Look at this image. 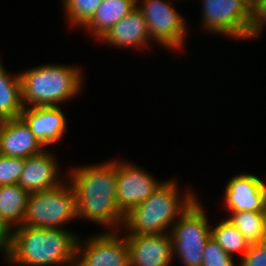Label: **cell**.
<instances>
[{
	"label": "cell",
	"mask_w": 266,
	"mask_h": 266,
	"mask_svg": "<svg viewBox=\"0 0 266 266\" xmlns=\"http://www.w3.org/2000/svg\"><path fill=\"white\" fill-rule=\"evenodd\" d=\"M67 180L76 193L79 219L101 224L106 231L123 230L125 215L118 209L116 201V159L72 168Z\"/></svg>",
	"instance_id": "1"
},
{
	"label": "cell",
	"mask_w": 266,
	"mask_h": 266,
	"mask_svg": "<svg viewBox=\"0 0 266 266\" xmlns=\"http://www.w3.org/2000/svg\"><path fill=\"white\" fill-rule=\"evenodd\" d=\"M8 261L16 266H75L78 235L63 229L13 228ZM71 231V232H70Z\"/></svg>",
	"instance_id": "2"
},
{
	"label": "cell",
	"mask_w": 266,
	"mask_h": 266,
	"mask_svg": "<svg viewBox=\"0 0 266 266\" xmlns=\"http://www.w3.org/2000/svg\"><path fill=\"white\" fill-rule=\"evenodd\" d=\"M164 181L147 200L132 208L125 216L126 235L170 233L178 218L197 199L192 191L183 197L177 180ZM182 197V198H181ZM170 227V228H169Z\"/></svg>",
	"instance_id": "3"
},
{
	"label": "cell",
	"mask_w": 266,
	"mask_h": 266,
	"mask_svg": "<svg viewBox=\"0 0 266 266\" xmlns=\"http://www.w3.org/2000/svg\"><path fill=\"white\" fill-rule=\"evenodd\" d=\"M19 76L24 107L58 106L77 97L83 86V72L77 65L44 64Z\"/></svg>",
	"instance_id": "4"
},
{
	"label": "cell",
	"mask_w": 266,
	"mask_h": 266,
	"mask_svg": "<svg viewBox=\"0 0 266 266\" xmlns=\"http://www.w3.org/2000/svg\"><path fill=\"white\" fill-rule=\"evenodd\" d=\"M66 182L64 179L56 188L30 193L22 225L63 229V224L78 219L76 193L69 181Z\"/></svg>",
	"instance_id": "5"
},
{
	"label": "cell",
	"mask_w": 266,
	"mask_h": 266,
	"mask_svg": "<svg viewBox=\"0 0 266 266\" xmlns=\"http://www.w3.org/2000/svg\"><path fill=\"white\" fill-rule=\"evenodd\" d=\"M198 201L196 199L189 206L170 230L173 256H177L184 266L202 265L203 250L211 237L212 226Z\"/></svg>",
	"instance_id": "6"
},
{
	"label": "cell",
	"mask_w": 266,
	"mask_h": 266,
	"mask_svg": "<svg viewBox=\"0 0 266 266\" xmlns=\"http://www.w3.org/2000/svg\"><path fill=\"white\" fill-rule=\"evenodd\" d=\"M167 1L136 0V6L145 18L150 39L177 51L184 48L188 30L185 18Z\"/></svg>",
	"instance_id": "7"
},
{
	"label": "cell",
	"mask_w": 266,
	"mask_h": 266,
	"mask_svg": "<svg viewBox=\"0 0 266 266\" xmlns=\"http://www.w3.org/2000/svg\"><path fill=\"white\" fill-rule=\"evenodd\" d=\"M202 26L207 32L246 40L250 9L243 0H202Z\"/></svg>",
	"instance_id": "8"
},
{
	"label": "cell",
	"mask_w": 266,
	"mask_h": 266,
	"mask_svg": "<svg viewBox=\"0 0 266 266\" xmlns=\"http://www.w3.org/2000/svg\"><path fill=\"white\" fill-rule=\"evenodd\" d=\"M106 231L77 242L75 266H129L126 236ZM82 243V244H81Z\"/></svg>",
	"instance_id": "9"
},
{
	"label": "cell",
	"mask_w": 266,
	"mask_h": 266,
	"mask_svg": "<svg viewBox=\"0 0 266 266\" xmlns=\"http://www.w3.org/2000/svg\"><path fill=\"white\" fill-rule=\"evenodd\" d=\"M136 164L117 161V206L126 215L164 183Z\"/></svg>",
	"instance_id": "10"
},
{
	"label": "cell",
	"mask_w": 266,
	"mask_h": 266,
	"mask_svg": "<svg viewBox=\"0 0 266 266\" xmlns=\"http://www.w3.org/2000/svg\"><path fill=\"white\" fill-rule=\"evenodd\" d=\"M224 203L228 212L266 213V183L253 174H237L227 183Z\"/></svg>",
	"instance_id": "11"
},
{
	"label": "cell",
	"mask_w": 266,
	"mask_h": 266,
	"mask_svg": "<svg viewBox=\"0 0 266 266\" xmlns=\"http://www.w3.org/2000/svg\"><path fill=\"white\" fill-rule=\"evenodd\" d=\"M129 266H170L173 257L170 233L125 235Z\"/></svg>",
	"instance_id": "12"
},
{
	"label": "cell",
	"mask_w": 266,
	"mask_h": 266,
	"mask_svg": "<svg viewBox=\"0 0 266 266\" xmlns=\"http://www.w3.org/2000/svg\"><path fill=\"white\" fill-rule=\"evenodd\" d=\"M43 147L21 116L0 121V155L25 159L40 154Z\"/></svg>",
	"instance_id": "13"
},
{
	"label": "cell",
	"mask_w": 266,
	"mask_h": 266,
	"mask_svg": "<svg viewBox=\"0 0 266 266\" xmlns=\"http://www.w3.org/2000/svg\"><path fill=\"white\" fill-rule=\"evenodd\" d=\"M59 169L56 157L44 149L40 154L24 159L18 184L29 193L56 188L64 182L59 178Z\"/></svg>",
	"instance_id": "14"
},
{
	"label": "cell",
	"mask_w": 266,
	"mask_h": 266,
	"mask_svg": "<svg viewBox=\"0 0 266 266\" xmlns=\"http://www.w3.org/2000/svg\"><path fill=\"white\" fill-rule=\"evenodd\" d=\"M60 106L24 107L21 117L30 127L37 140L44 146L59 142L66 133L65 114Z\"/></svg>",
	"instance_id": "15"
},
{
	"label": "cell",
	"mask_w": 266,
	"mask_h": 266,
	"mask_svg": "<svg viewBox=\"0 0 266 266\" xmlns=\"http://www.w3.org/2000/svg\"><path fill=\"white\" fill-rule=\"evenodd\" d=\"M148 28L142 12L137 6L122 20L114 24L99 40L118 48H144L150 44Z\"/></svg>",
	"instance_id": "16"
},
{
	"label": "cell",
	"mask_w": 266,
	"mask_h": 266,
	"mask_svg": "<svg viewBox=\"0 0 266 266\" xmlns=\"http://www.w3.org/2000/svg\"><path fill=\"white\" fill-rule=\"evenodd\" d=\"M136 7V0H103L94 16L83 27L100 40L109 29Z\"/></svg>",
	"instance_id": "17"
},
{
	"label": "cell",
	"mask_w": 266,
	"mask_h": 266,
	"mask_svg": "<svg viewBox=\"0 0 266 266\" xmlns=\"http://www.w3.org/2000/svg\"><path fill=\"white\" fill-rule=\"evenodd\" d=\"M29 195L19 184L0 185V217L12 229L23 224Z\"/></svg>",
	"instance_id": "18"
},
{
	"label": "cell",
	"mask_w": 266,
	"mask_h": 266,
	"mask_svg": "<svg viewBox=\"0 0 266 266\" xmlns=\"http://www.w3.org/2000/svg\"><path fill=\"white\" fill-rule=\"evenodd\" d=\"M14 75L6 72L0 59V121L20 117L24 109L20 76Z\"/></svg>",
	"instance_id": "19"
},
{
	"label": "cell",
	"mask_w": 266,
	"mask_h": 266,
	"mask_svg": "<svg viewBox=\"0 0 266 266\" xmlns=\"http://www.w3.org/2000/svg\"><path fill=\"white\" fill-rule=\"evenodd\" d=\"M226 219L238 229L250 244H259L266 235V213L230 212Z\"/></svg>",
	"instance_id": "20"
},
{
	"label": "cell",
	"mask_w": 266,
	"mask_h": 266,
	"mask_svg": "<svg viewBox=\"0 0 266 266\" xmlns=\"http://www.w3.org/2000/svg\"><path fill=\"white\" fill-rule=\"evenodd\" d=\"M221 221L214 228L211 227L212 239L232 257L234 253H241V260L251 244L227 219L224 218Z\"/></svg>",
	"instance_id": "21"
},
{
	"label": "cell",
	"mask_w": 266,
	"mask_h": 266,
	"mask_svg": "<svg viewBox=\"0 0 266 266\" xmlns=\"http://www.w3.org/2000/svg\"><path fill=\"white\" fill-rule=\"evenodd\" d=\"M103 0H63V10L70 26L84 27L94 16Z\"/></svg>",
	"instance_id": "22"
},
{
	"label": "cell",
	"mask_w": 266,
	"mask_h": 266,
	"mask_svg": "<svg viewBox=\"0 0 266 266\" xmlns=\"http://www.w3.org/2000/svg\"><path fill=\"white\" fill-rule=\"evenodd\" d=\"M234 257L228 255L212 237L208 239L203 250L201 266H236Z\"/></svg>",
	"instance_id": "23"
},
{
	"label": "cell",
	"mask_w": 266,
	"mask_h": 266,
	"mask_svg": "<svg viewBox=\"0 0 266 266\" xmlns=\"http://www.w3.org/2000/svg\"><path fill=\"white\" fill-rule=\"evenodd\" d=\"M23 167V158L0 155V185L18 184Z\"/></svg>",
	"instance_id": "24"
},
{
	"label": "cell",
	"mask_w": 266,
	"mask_h": 266,
	"mask_svg": "<svg viewBox=\"0 0 266 266\" xmlns=\"http://www.w3.org/2000/svg\"><path fill=\"white\" fill-rule=\"evenodd\" d=\"M266 24V0H257L250 9V21L246 31V39L259 36Z\"/></svg>",
	"instance_id": "25"
},
{
	"label": "cell",
	"mask_w": 266,
	"mask_h": 266,
	"mask_svg": "<svg viewBox=\"0 0 266 266\" xmlns=\"http://www.w3.org/2000/svg\"><path fill=\"white\" fill-rule=\"evenodd\" d=\"M239 266H266V252L260 244H251Z\"/></svg>",
	"instance_id": "26"
},
{
	"label": "cell",
	"mask_w": 266,
	"mask_h": 266,
	"mask_svg": "<svg viewBox=\"0 0 266 266\" xmlns=\"http://www.w3.org/2000/svg\"><path fill=\"white\" fill-rule=\"evenodd\" d=\"M13 229L0 217V252L8 260L12 248Z\"/></svg>",
	"instance_id": "27"
},
{
	"label": "cell",
	"mask_w": 266,
	"mask_h": 266,
	"mask_svg": "<svg viewBox=\"0 0 266 266\" xmlns=\"http://www.w3.org/2000/svg\"><path fill=\"white\" fill-rule=\"evenodd\" d=\"M261 245V247L265 250L266 252V235L264 236V238L261 240V242L259 243Z\"/></svg>",
	"instance_id": "28"
},
{
	"label": "cell",
	"mask_w": 266,
	"mask_h": 266,
	"mask_svg": "<svg viewBox=\"0 0 266 266\" xmlns=\"http://www.w3.org/2000/svg\"><path fill=\"white\" fill-rule=\"evenodd\" d=\"M248 6L252 7L257 0H243Z\"/></svg>",
	"instance_id": "29"
}]
</instances>
